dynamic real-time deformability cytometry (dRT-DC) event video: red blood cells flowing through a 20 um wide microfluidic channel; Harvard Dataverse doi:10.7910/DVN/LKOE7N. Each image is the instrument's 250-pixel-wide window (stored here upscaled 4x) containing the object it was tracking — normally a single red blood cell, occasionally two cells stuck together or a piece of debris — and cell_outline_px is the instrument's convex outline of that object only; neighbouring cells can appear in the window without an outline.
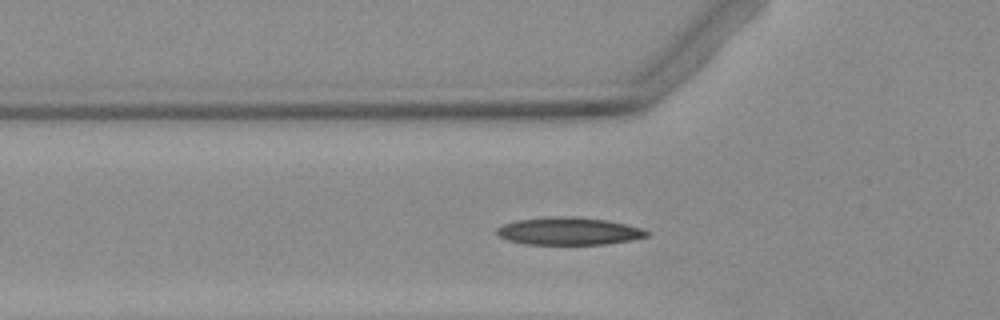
{"species": "Egyptian fruit bat (a non-hibernating species)", "species_latin": "Rousettus aegyptiacus", "temperature_condition": "warm", "stored_images_in_passage": 42, "camera_frame_rate_fps": 3000, "um_per_image_px": 0.085, "animal": {"sex": "female"}, "frame": {"image": 1, "passage_image": 16, "time_ms": 5.0, "image_size_px": [1000, 320], "cell_outline_px": [[652, 232], [648, 236], [608, 244], [524, 244], [508, 240], [500, 236], [496, 232], [496, 228], [504, 224], [516, 220], [548, 216], [572, 216], [608, 220], [640, 228]], "centroid_in_image_um": [48.33, 19.64], "position_along_channel_um": 77.5, "area_um2": 24.1}}
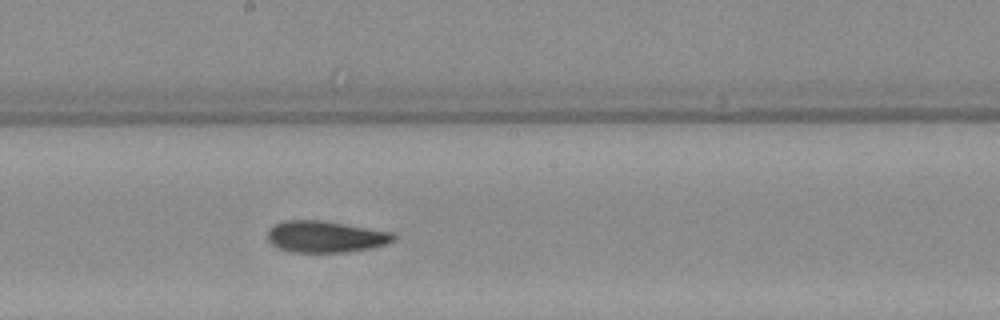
{"frame": {"image": 2, "passage_image": 27, "time_ms": 8.667, "image_size_px": [1000, 320], "cell_outline_px": [[396, 240], [388, 244], [372, 248], [344, 252], [292, 252], [280, 248], [272, 244], [268, 240], [268, 228], [284, 220], [320, 220], [392, 232], [396, 236]], "centroid_in_image_um": [27.68, 20.12], "position_along_channel_um": 220.5, "area_um2": 23.12}}
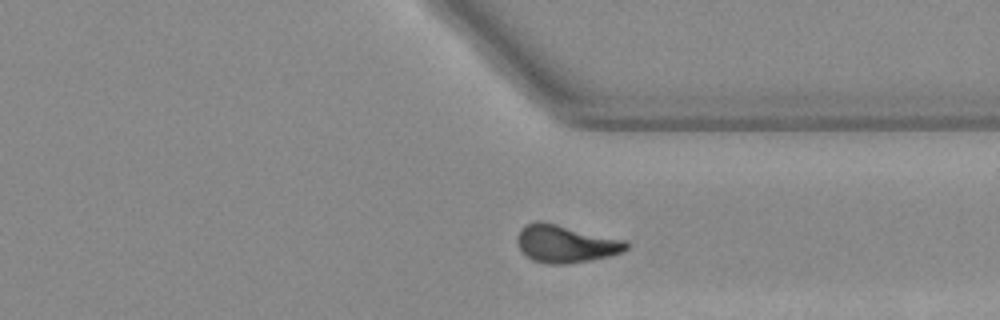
{"frame": {"image": 3, "passage_image": 38, "time_ms": 12.333, "image_size_px": [1000, 320], "cell_outline_px": [[628, 248], [624, 252], [608, 256], [588, 260], [564, 264], [548, 264], [532, 260], [520, 248], [516, 240], [516, 236], [520, 228], [524, 224], [536, 220], [540, 220], [628, 240]], "centroid_in_image_um": [48.08, 20.69], "position_along_channel_um": 363.3, "area_um2": 24.1}}